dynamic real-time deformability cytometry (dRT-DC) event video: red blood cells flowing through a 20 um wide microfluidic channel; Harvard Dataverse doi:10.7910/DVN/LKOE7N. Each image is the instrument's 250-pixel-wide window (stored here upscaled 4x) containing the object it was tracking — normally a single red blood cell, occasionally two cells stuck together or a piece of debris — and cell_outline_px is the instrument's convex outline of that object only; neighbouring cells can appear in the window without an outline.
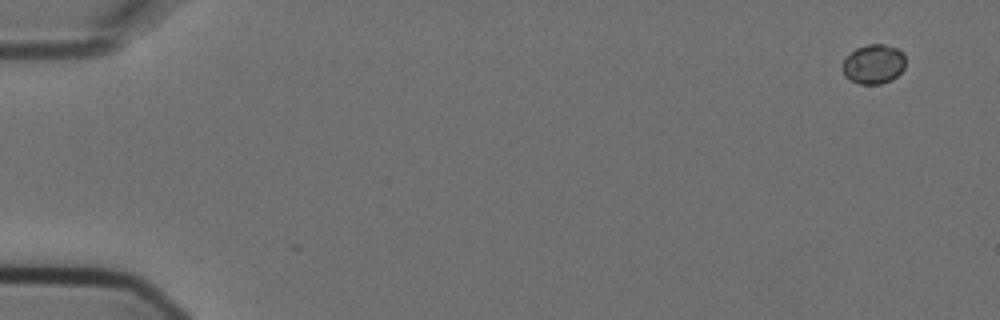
{"species": "Egyptian fruit bat (a non-hibernating species)", "species_latin": "Rousettus aegyptiacus", "temperature_condition": "cold", "stored_images_in_passage": 4, "camera_frame_rate_fps": 3000, "um_per_image_px": 0.085, "animal": {"sex": "female"}, "frame": {"image": 1, "passage_image": 1, "time_ms": 0.0, "image_size_px": [1000, 320], "cell_outline_px": [[904, 68], [892, 80], [880, 84], [860, 84], [844, 76], [840, 68], [844, 60], [856, 48], [868, 44], [884, 44], [896, 48], [904, 56]], "centroid_in_image_um": [74.22, 5.46], "position_along_channel_um": 10.8, "area_um2": 14.39}}
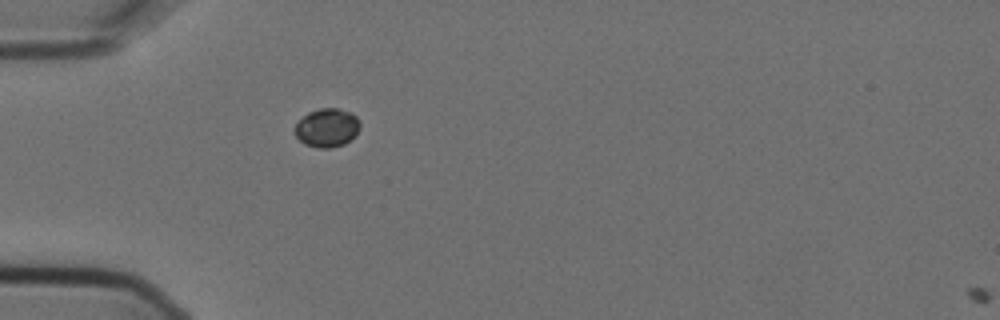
{"frame": {"image": 2, "passage_image": 4, "time_ms": 1.0, "image_size_px": [1000, 320], "cell_outline_px": [[360, 128], [356, 136], [344, 144], [332, 148], [316, 148], [304, 144], [296, 136], [296, 124], [308, 112], [320, 108], [336, 108], [352, 112], [360, 120]], "centroid_in_image_um": [27.84, 10.86], "position_along_channel_um": 57.2, "area_um2": 14.8}}